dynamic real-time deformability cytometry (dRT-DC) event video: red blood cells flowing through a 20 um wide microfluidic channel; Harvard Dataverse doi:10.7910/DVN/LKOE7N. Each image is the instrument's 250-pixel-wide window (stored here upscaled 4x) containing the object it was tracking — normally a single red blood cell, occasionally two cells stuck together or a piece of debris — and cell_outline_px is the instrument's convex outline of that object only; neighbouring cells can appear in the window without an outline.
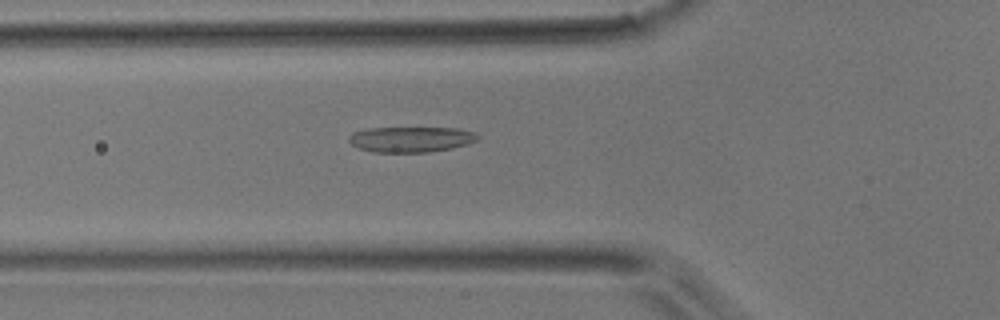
{"species": "common noctule bat (a hibernating species)", "species_latin": "Nyctalus noctula", "temperature_condition": "room temperature", "stored_images_in_passage": 50, "camera_frame_rate_fps": 3000, "um_per_image_px": 0.085, "animal": {"sex": "male", "body_mass_g": 17.9}, "frame": {"image": 1, "passage_image": 17, "time_ms": 5.333, "image_size_px": [1000, 320], "cell_outline_px": [[480, 136], [476, 140], [468, 144], [452, 148], [428, 152], [372, 152], [360, 148], [352, 144], [348, 140], [348, 136], [352, 132], [364, 128], [456, 128], [476, 132]], "centroid_in_image_um": [34.92, 11.83], "position_along_channel_um": 90.9, "area_um2": 19.25}}
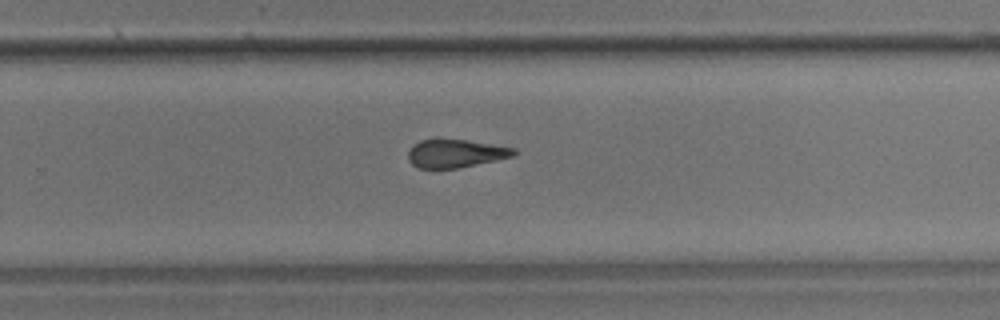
{"frame": {"image": 2, "passage_image": 32, "time_ms": 10.333, "image_size_px": [1000, 320], "cell_outline_px": [[516, 152], [512, 156], [496, 160], [456, 168], [416, 168], [408, 160], [408, 148], [412, 144], [420, 140], [436, 136], [464, 140], [516, 148]], "centroid_in_image_um": [38.61, 13.0], "position_along_channel_um": 291.2, "area_um2": 17.74}}
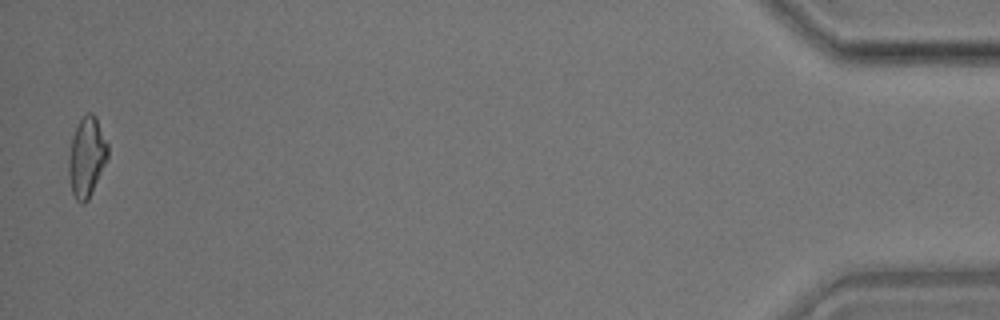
{"frame": {"image": 3, "passage_image": 49, "time_ms": 16.0, "image_size_px": [1000, 320], "cell_outline_px": [[108, 156], [88, 200], [84, 204], [80, 204], [76, 200], [72, 192], [68, 176], [68, 156], [72, 136], [80, 120], [88, 112], [92, 112], [96, 116], [108, 144]], "centroid_in_image_um": [7.35, 13.35], "position_along_channel_um": 427.8, "area_um2": 18.15}}